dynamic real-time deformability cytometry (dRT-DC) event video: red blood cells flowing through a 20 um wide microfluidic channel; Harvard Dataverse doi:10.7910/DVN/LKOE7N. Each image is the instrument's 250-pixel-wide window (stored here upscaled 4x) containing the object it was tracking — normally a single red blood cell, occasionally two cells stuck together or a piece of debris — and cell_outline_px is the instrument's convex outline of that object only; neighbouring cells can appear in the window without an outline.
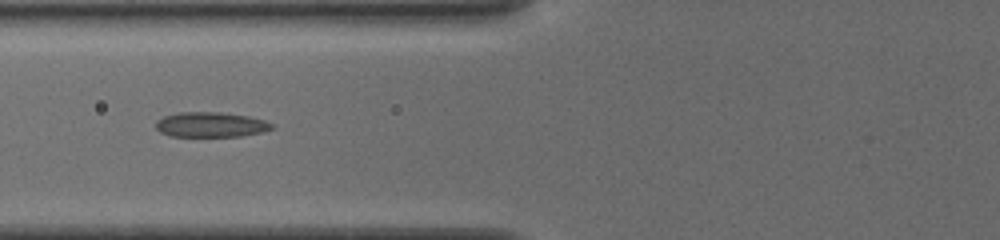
{"species": "common noctule bat (a hibernating species)", "species_latin": "Nyctalus noctula", "temperature_condition": "cold", "stored_images_in_passage": 37, "camera_frame_rate_fps": 3000, "um_per_image_px": 0.085, "animal": {"sex": "female", "body_mass_g": 19.5, "forearm_length_mm": 54.1}, "frame": {"image": 1, "passage_image": 6, "time_ms": 1.667, "image_size_px": [1000, 240], "cell_outline_px": [[272, 128], [260, 132], [240, 136], [172, 136], [160, 132], [156, 128], [156, 120], [164, 116], [180, 112], [220, 112], [248, 116], [264, 120], [272, 124]], "centroid_in_image_um": [17.87, 10.59], "position_along_channel_um": 107.9, "area_um2": 16.7}}
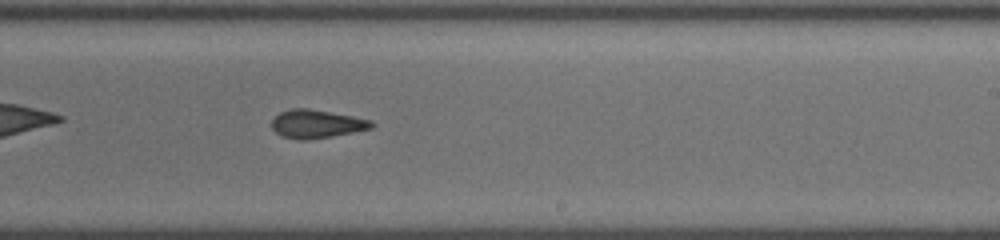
{"frame": {"image": 2, "passage_image": 18, "time_ms": 5.667, "image_size_px": [1000, 240], "cell_outline_px": [[376, 124], [372, 128], [332, 136], [304, 140], [300, 140], [280, 136], [272, 128], [272, 120], [280, 112], [292, 108], [308, 108], [352, 116], [372, 120]], "centroid_in_image_um": [26.91, 10.53], "position_along_channel_um": 262.1, "area_um2": 16.42}}
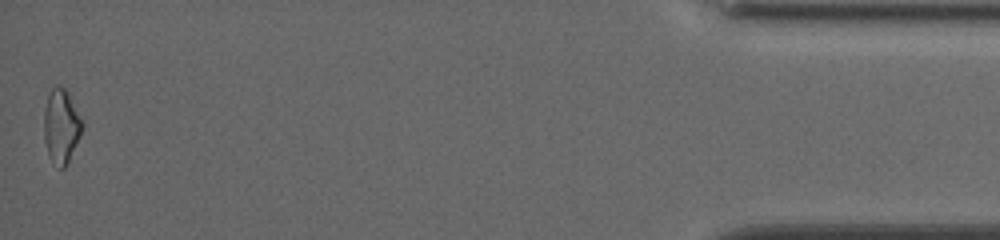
{"frame": {"image": 3, "passage_image": 37, "time_ms": 12.0, "image_size_px": [1000, 240], "cell_outline_px": [[84, 124], [80, 136], [64, 168], [60, 168], [52, 164], [44, 140], [44, 108], [48, 96], [52, 88], [56, 84], [60, 84], [68, 92]], "centroid_in_image_um": [5.19, 10.7], "position_along_channel_um": 430.0, "area_um2": 16.47}, "authors_computed_cell_mechanics": {"area_um2": 16.3574, "velocity_mm_per_s": 3.8494, "shape_relaxation_time_tau1_ms": null, "shape_relaxation_time_tau2_ms": 3.4345, "deformation_change_tau1": null, "deformation_change_tau2": 0.0866}}